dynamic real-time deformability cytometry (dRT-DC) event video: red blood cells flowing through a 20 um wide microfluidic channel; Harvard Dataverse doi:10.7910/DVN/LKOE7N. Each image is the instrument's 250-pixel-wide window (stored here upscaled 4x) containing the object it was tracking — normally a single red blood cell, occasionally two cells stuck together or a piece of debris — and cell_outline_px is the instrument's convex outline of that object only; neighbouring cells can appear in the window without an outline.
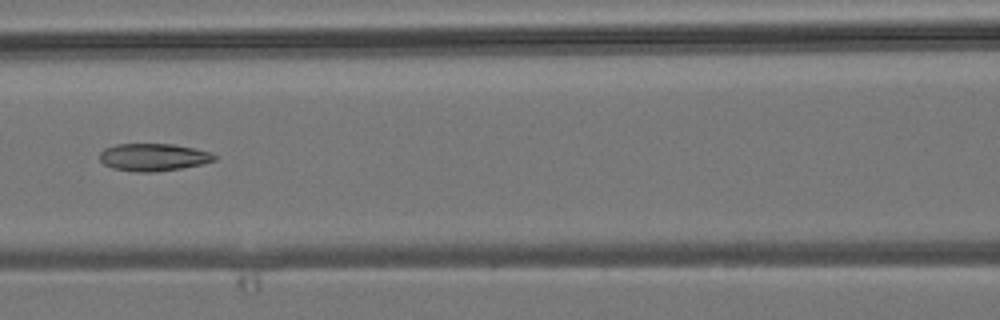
{"species": "common noctule bat (a hibernating species)", "species_latin": "Nyctalus noctula", "temperature_condition": "room temperature", "stored_images_in_passage": 5, "camera_frame_rate_fps": 3000, "um_per_image_px": 0.085, "animal": {"sex": "male", "body_mass_g": 19.2, "forearm_length_mm": 51.8}, "frame": {"image": 1, "passage_image": 5, "time_ms": 5.0, "image_size_px": [1000, 320], "cell_outline_px": [[216, 160], [200, 164], [180, 168], [152, 172], [140, 172], [112, 168], [104, 164], [100, 160], [100, 152], [104, 148], [116, 144], [172, 144], [212, 152], [216, 156]], "centroid_in_image_um": [13.02, 13.35], "position_along_channel_um": 153.6, "area_um2": 18.21}}